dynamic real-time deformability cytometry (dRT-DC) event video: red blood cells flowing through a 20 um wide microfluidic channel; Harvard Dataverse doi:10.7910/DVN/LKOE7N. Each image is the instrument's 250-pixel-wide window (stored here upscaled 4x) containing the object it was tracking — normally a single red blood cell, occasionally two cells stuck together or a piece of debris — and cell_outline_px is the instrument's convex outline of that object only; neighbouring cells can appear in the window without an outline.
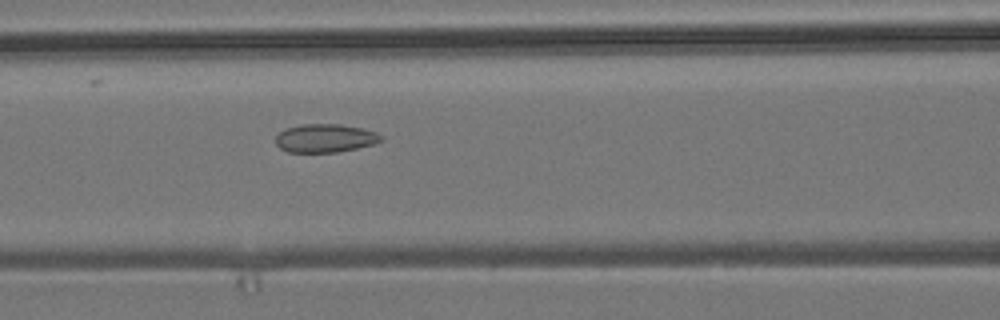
{"species": "common noctule bat (a hibernating species)", "species_latin": "Nyctalus noctula", "temperature_condition": "room temperature", "stored_images_in_passage": 53, "camera_frame_rate_fps": 3000, "um_per_image_px": 0.085, "animal": {"sex": "male", "body_mass_g": 19.2, "forearm_length_mm": 51.8}, "frame": {"image": 1, "passage_image": 22, "time_ms": 7.0, "image_size_px": [1000, 320], "cell_outline_px": [[384, 140], [372, 144], [356, 148], [336, 152], [288, 152], [280, 148], [276, 144], [276, 136], [284, 128], [300, 124], [340, 124], [360, 128], [376, 132], [384, 136]], "centroid_in_image_um": [27.63, 11.74], "position_along_channel_um": 139.0, "area_um2": 17.46}}
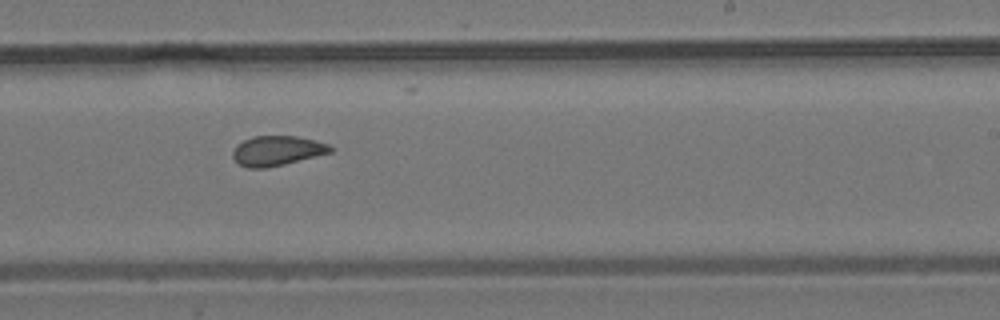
{"frame": {"image": 2, "passage_image": 32, "time_ms": 10.333, "image_size_px": [1000, 320], "cell_outline_px": [[332, 152], [284, 164], [264, 168], [248, 168], [240, 164], [232, 156], [232, 152], [236, 144], [252, 136], [296, 136], [316, 140], [328, 144], [332, 148]], "centroid_in_image_um": [23.53, 12.8], "position_along_channel_um": 265.5, "area_um2": 16.88}}
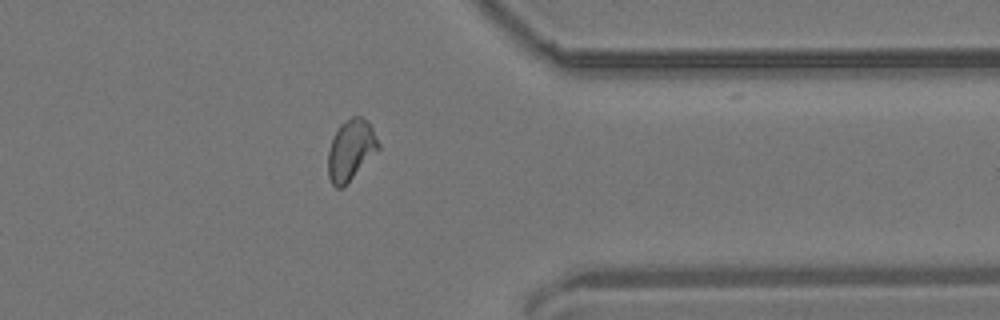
{"frame": {"image": 3, "passage_image": 42, "time_ms": 13.667, "image_size_px": [1000, 320], "cell_outline_px": [[380, 148], [340, 188], [336, 188], [332, 184], [328, 176], [328, 152], [332, 140], [340, 124], [352, 116], [360, 116], [368, 120], [380, 144]], "centroid_in_image_um": [29.82, 12.7], "position_along_channel_um": 381.6, "area_um2": 17.34}, "authors_computed_cell_mechanics": {"area_um2": 17.7446, "velocity_mm_per_s": 3.8078, "shape_relaxation_time_tau1_ms": null, "shape_relaxation_time_tau2_ms": 1.4067, "deformation_change_tau1": null, "deformation_change_tau2": 0.0738}}